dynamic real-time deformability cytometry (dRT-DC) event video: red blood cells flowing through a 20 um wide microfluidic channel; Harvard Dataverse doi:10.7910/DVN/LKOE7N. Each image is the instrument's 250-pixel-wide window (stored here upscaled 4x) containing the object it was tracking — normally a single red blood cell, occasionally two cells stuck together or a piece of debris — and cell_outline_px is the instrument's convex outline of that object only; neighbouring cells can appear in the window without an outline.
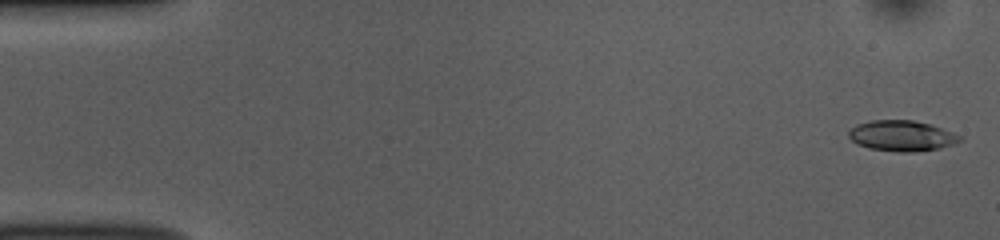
{"species": "common noctule bat (a hibernating species)", "species_latin": "Nyctalus noctula", "temperature_condition": "room temperature", "stored_images_in_passage": 51, "camera_frame_rate_fps": 3000, "um_per_image_px": 0.085, "animal": {"sex": "female", "body_mass_g": 10.0, "forearm_length_mm": 53.1}, "frame": {"image": 1, "passage_image": 1, "time_ms": 0.0, "image_size_px": [1000, 240], "cell_outline_px": [[964, 140], [940, 148], [916, 152], [896, 152], [868, 148], [856, 144], [848, 136], [848, 132], [856, 124], [872, 120], [912, 120], [932, 124], [952, 132], [960, 136]], "centroid_in_image_um": [76.64, 11.55], "position_along_channel_um": 8.4, "area_um2": 20.0}}
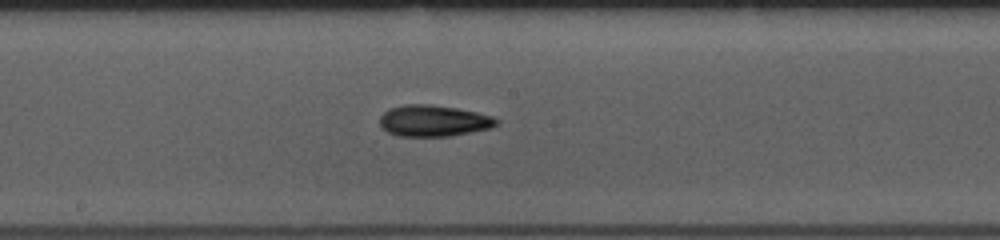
{"frame": {"image": 2, "passage_image": 27, "time_ms": 8.667, "image_size_px": [1000, 240], "cell_outline_px": [[500, 124], [492, 128], [448, 136], [396, 136], [388, 132], [380, 124], [380, 116], [388, 108], [404, 104], [428, 104], [456, 108], [476, 112], [492, 116], [500, 120]], "centroid_in_image_um": [36.87, 10.26], "position_along_channel_um": 211.3, "area_um2": 21.39}}
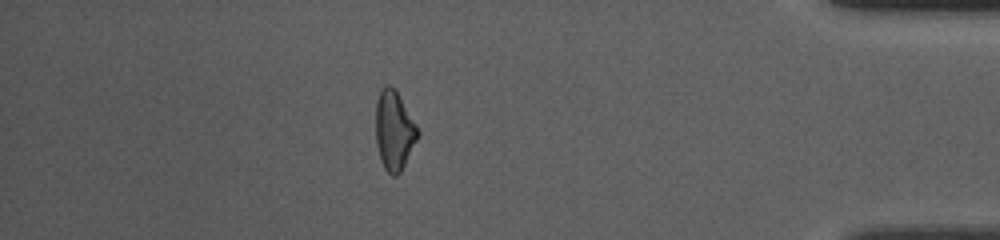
{"frame": {"image": 3, "passage_image": 45, "time_ms": 14.667, "image_size_px": [1000, 240], "cell_outline_px": [[420, 136], [400, 172], [396, 176], [392, 176], [384, 168], [380, 160], [376, 144], [376, 100], [380, 88], [388, 84], [396, 92], [416, 124], [420, 132]], "centroid_in_image_um": [33.49, 11.12], "position_along_channel_um": 401.7, "area_um2": 19.36}, "authors_computed_cell_mechanics": {"area_um2": 19.7098, "velocity_mm_per_s": 3.8586, "shape_relaxation_time_tau1_ms": 3.2502, "shape_relaxation_time_tau2_ms": 4.1158, "deformation_change_tau1": 0.1466, "deformation_change_tau2": 0.1242}}